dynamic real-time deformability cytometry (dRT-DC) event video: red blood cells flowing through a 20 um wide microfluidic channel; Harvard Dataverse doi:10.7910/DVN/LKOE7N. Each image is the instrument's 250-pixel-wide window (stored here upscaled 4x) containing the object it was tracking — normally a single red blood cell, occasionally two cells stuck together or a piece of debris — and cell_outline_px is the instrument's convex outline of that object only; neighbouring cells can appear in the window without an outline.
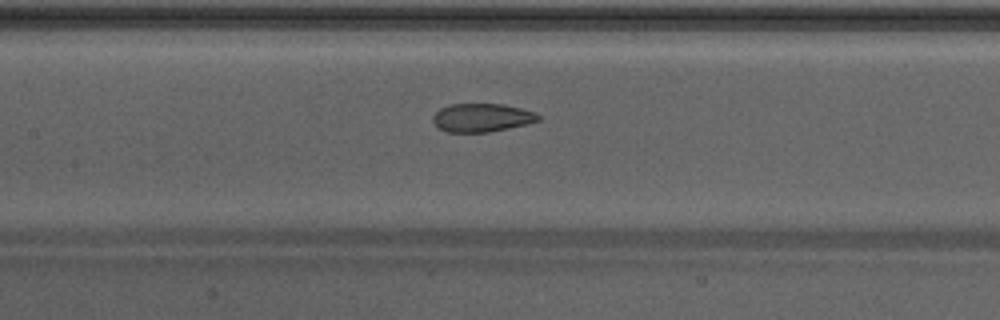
{"species": "Egyptian fruit bat (a non-hibernating species)", "species_latin": "Rousettus aegyptiacus", "temperature_condition": "warm", "stored_images_in_passage": 36, "camera_frame_rate_fps": 3000, "um_per_image_px": 0.085, "animal": {"sex": "male"}, "frame": {"image": 1, "passage_image": 11, "time_ms": 3.333, "image_size_px": [1000, 320], "cell_outline_px": [[540, 120], [528, 124], [488, 132], [448, 132], [440, 128], [432, 120], [432, 116], [440, 108], [448, 104], [504, 104], [536, 112], [540, 116]], "centroid_in_image_um": [40.97, 9.99], "position_along_channel_um": 166.4, "area_um2": 17.46}, "authors_computed_cell_mechanics": {"area_um2": 18.5538, "velocity_mm_per_s": 4.3087, "shape_relaxation_time_tau1_ms": null, "shape_relaxation_time_tau2_ms": 1.1255, "deformation_change_tau1": null, "deformation_change_tau2": 0.0707}}